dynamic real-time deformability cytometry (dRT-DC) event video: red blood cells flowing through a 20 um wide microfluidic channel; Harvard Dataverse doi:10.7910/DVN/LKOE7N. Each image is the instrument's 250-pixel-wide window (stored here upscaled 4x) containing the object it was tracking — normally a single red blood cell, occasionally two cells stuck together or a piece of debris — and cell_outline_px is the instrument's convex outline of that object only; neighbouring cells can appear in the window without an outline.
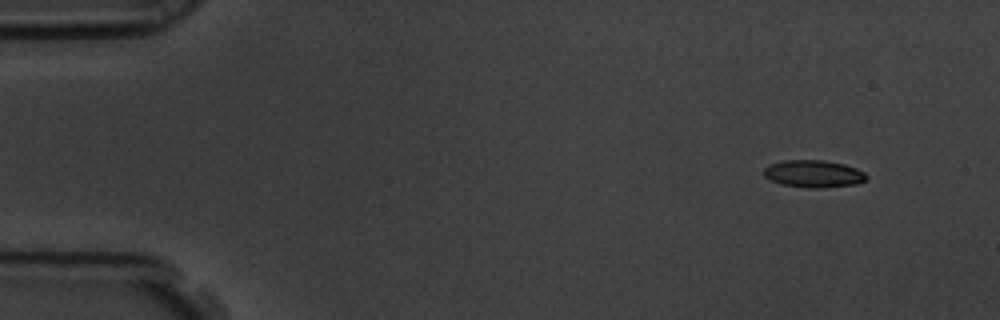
{"species": "common noctule bat (a hibernating species)", "species_latin": "Nyctalus noctula", "temperature_condition": "room temperature", "stored_images_in_passage": 9, "camera_frame_rate_fps": 3000, "um_per_image_px": 0.085, "animal": {"sex": "male", "body_mass_g": 19.5, "forearm_length_mm": 54.6}, "frame": {"image": 1, "passage_image": 1, "time_ms": 0.0, "image_size_px": [1000, 320], "cell_outline_px": [[868, 176], [864, 180], [856, 184], [820, 188], [808, 188], [780, 184], [764, 176], [764, 168], [768, 164], [784, 160], [824, 160], [844, 164], [856, 168], [864, 172]], "centroid_in_image_um": [69.14, 14.76], "position_along_channel_um": 15.9, "area_um2": 16.36}}
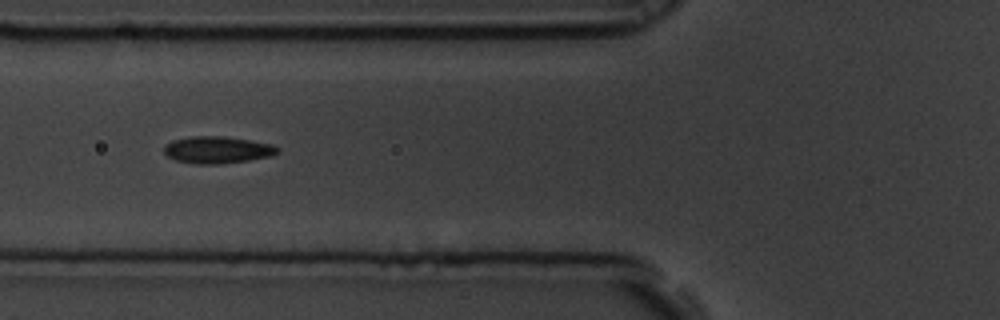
{"frame": {"image": 2, "passage_image": 6, "time_ms": 1.667, "image_size_px": [1000, 320], "cell_outline_px": [[280, 148], [272, 156], [248, 160], [220, 164], [196, 164], [176, 160], [168, 156], [164, 152], [164, 144], [172, 140], [192, 136], [224, 136], [272, 144]], "centroid_in_image_um": [18.45, 12.73], "position_along_channel_um": 107.3, "area_um2": 17.8}}
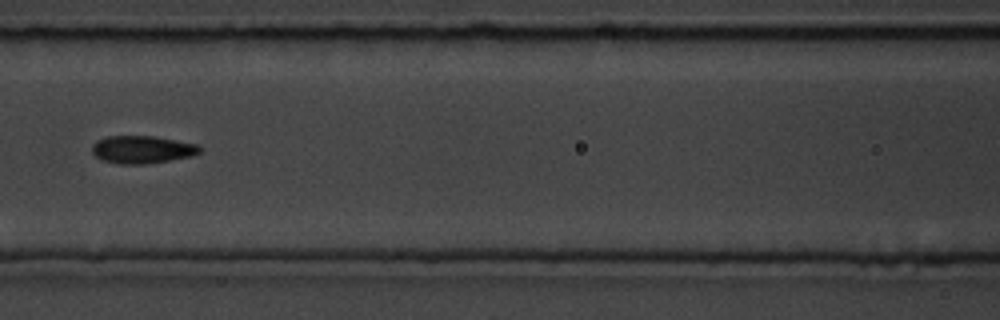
{"frame": {"image": 3, "passage_image": 7, "time_ms": 2.0, "image_size_px": [1000, 320], "cell_outline_px": [[200, 152], [192, 156], [144, 164], [120, 164], [100, 160], [92, 152], [92, 144], [96, 140], [104, 136], [156, 136], [196, 144], [200, 148]], "centroid_in_image_um": [12.03, 12.7], "position_along_channel_um": 154.6, "area_um2": 17.4}}